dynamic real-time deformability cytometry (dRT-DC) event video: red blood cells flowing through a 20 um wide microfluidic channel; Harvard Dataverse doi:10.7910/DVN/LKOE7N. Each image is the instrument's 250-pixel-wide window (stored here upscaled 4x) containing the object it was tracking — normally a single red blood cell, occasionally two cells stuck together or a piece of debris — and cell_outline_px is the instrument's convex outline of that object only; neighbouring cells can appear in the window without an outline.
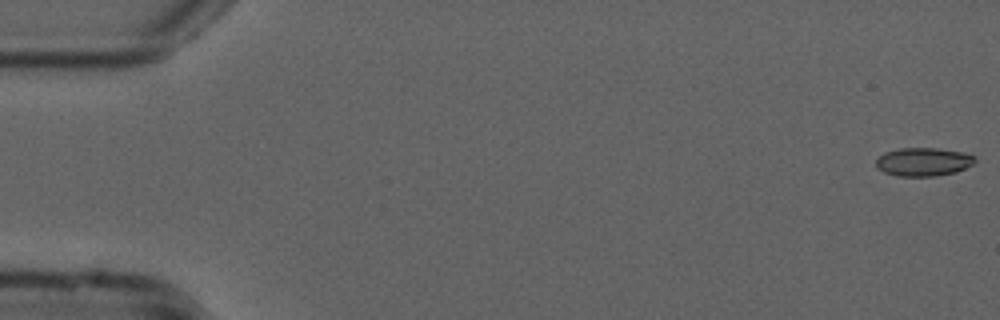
{"species": "common noctule bat (a hibernating species)", "species_latin": "Nyctalus noctula", "temperature_condition": "cold", "stored_images_in_passage": 54, "camera_frame_rate_fps": 3000, "um_per_image_px": 0.085, "animal": {"sex": "male", "forearm_length_mm": 52.5}, "frame": {"image": 1, "passage_image": 1, "time_ms": 0.0, "image_size_px": [1000, 320], "cell_outline_px": [[976, 160], [972, 164], [956, 172], [936, 176], [896, 176], [884, 172], [876, 168], [876, 160], [884, 152], [900, 148], [936, 148], [960, 152], [976, 156]], "centroid_in_image_um": [78.46, 13.76], "position_along_channel_um": 6.5, "area_um2": 16.36}}
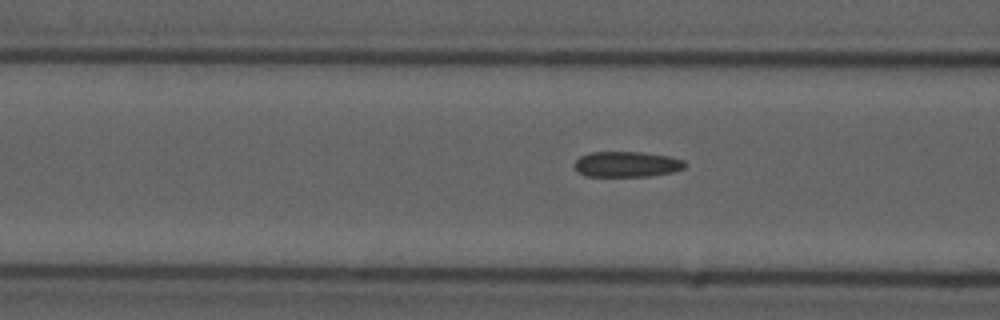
{"frame": {"image": 2, "passage_image": 21, "time_ms": 6.667, "image_size_px": [1000, 320], "cell_outline_px": [[688, 164], [684, 168], [672, 172], [648, 176], [584, 176], [576, 172], [572, 164], [580, 156], [592, 152], [640, 152], [668, 156], [684, 160]], "centroid_in_image_um": [53.24, 13.96], "position_along_channel_um": 113.4, "area_um2": 16.59}}
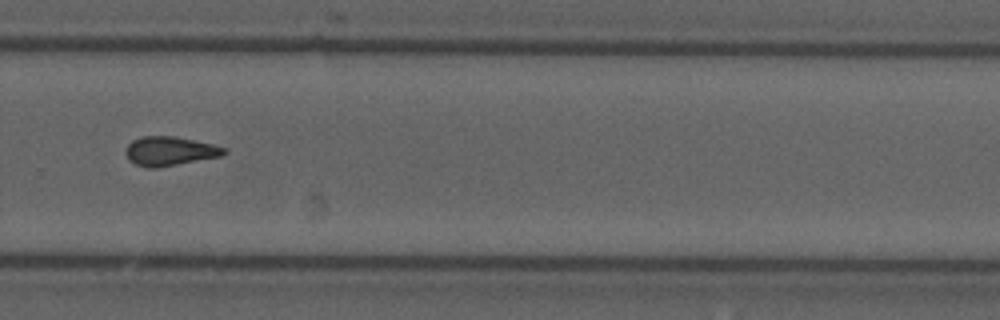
{"frame": {"image": 3, "passage_image": 37, "time_ms": 12.0, "image_size_px": [1000, 320], "cell_outline_px": [[228, 152], [220, 156], [156, 168], [148, 168], [136, 164], [128, 160], [124, 152], [128, 144], [132, 140], [144, 136], [172, 136], [212, 144], [228, 148]], "centroid_in_image_um": [14.41, 12.84], "position_along_channel_um": 315.4, "area_um2": 16.59}, "authors_computed_cell_mechanics": {"area_um2": 16.3863, "velocity_mm_per_s": 3.794, "shape_relaxation_time_tau1_ms": null, "shape_relaxation_time_tau2_ms": 3.4629, "deformation_change_tau1": null, "deformation_change_tau2": 0.1075}}